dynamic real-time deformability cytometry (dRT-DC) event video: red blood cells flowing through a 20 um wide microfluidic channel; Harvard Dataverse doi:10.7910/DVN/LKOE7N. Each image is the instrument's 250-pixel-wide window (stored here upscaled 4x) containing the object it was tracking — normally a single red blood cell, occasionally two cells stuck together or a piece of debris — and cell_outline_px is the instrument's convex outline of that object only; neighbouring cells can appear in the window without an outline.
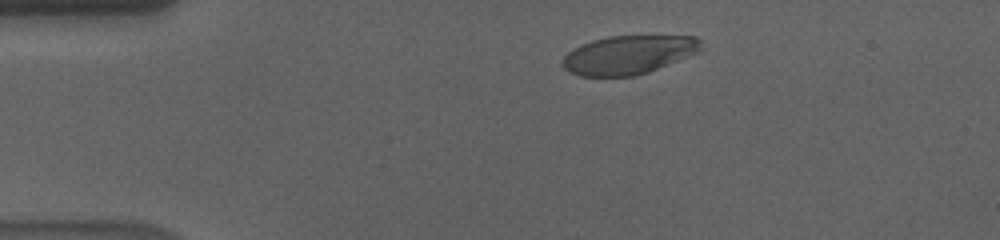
{"species": "human", "species_latin": "Homo sapiens", "temperature_condition": "cold", "stored_images_in_passage": 53, "camera_frame_rate_fps": 3000, "um_per_image_px": 0.085, "donor": {"sex": "male"}, "frame": {"image": 1, "passage_image": 7, "time_ms": 2.0, "image_size_px": [1000, 240], "cell_outline_px": [[704, 48], [700, 52], [648, 72], [636, 76], [580, 76], [568, 72], [560, 64], [560, 60], [572, 48], [592, 40], [608, 36], [696, 36], [700, 40]], "centroid_in_image_um": [53.41, 4.66], "position_along_channel_um": 31.6, "area_um2": 31.56}}
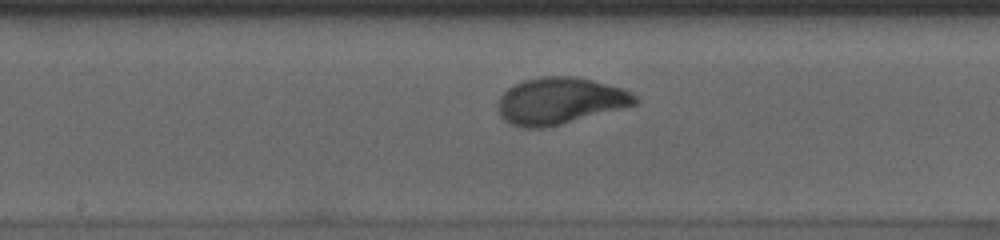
{"frame": {"image": 2, "passage_image": 26, "time_ms": 8.333, "image_size_px": [1000, 240], "cell_outline_px": [[640, 100], [636, 104], [624, 108], [548, 128], [524, 128], [508, 124], [500, 116], [496, 104], [500, 96], [508, 88], [524, 80], [540, 76], [576, 76], [624, 88], [632, 92]], "centroid_in_image_um": [47.6, 8.59], "position_along_channel_um": 200.6, "area_um2": 37.92}}
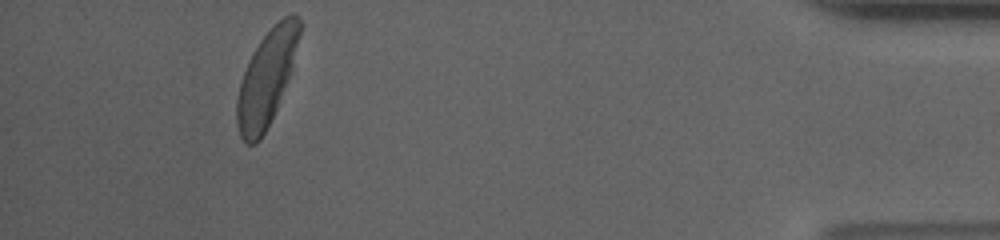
{"frame": {"image": 3, "passage_image": 49, "time_ms": 16.0, "image_size_px": [1000, 240], "cell_outline_px": [[300, 32], [292, 64], [288, 76], [276, 108], [260, 140], [256, 144], [248, 144], [240, 136], [236, 124], [236, 100], [240, 84], [248, 60], [252, 52], [260, 40], [284, 16], [292, 12], [300, 20]], "centroid_in_image_um": [22.61, 6.66], "position_along_channel_um": 412.6, "area_um2": 33.7}, "authors_computed_cell_mechanics": {"area_um2": 35.6048, "velocity_mm_per_s": 3.5499, "shape_relaxation_time_tau1_ms": 2.843, "shape_relaxation_time_tau2_ms": null, "deformation_change_tau1": 0.1606, "deformation_change_tau2": null}}